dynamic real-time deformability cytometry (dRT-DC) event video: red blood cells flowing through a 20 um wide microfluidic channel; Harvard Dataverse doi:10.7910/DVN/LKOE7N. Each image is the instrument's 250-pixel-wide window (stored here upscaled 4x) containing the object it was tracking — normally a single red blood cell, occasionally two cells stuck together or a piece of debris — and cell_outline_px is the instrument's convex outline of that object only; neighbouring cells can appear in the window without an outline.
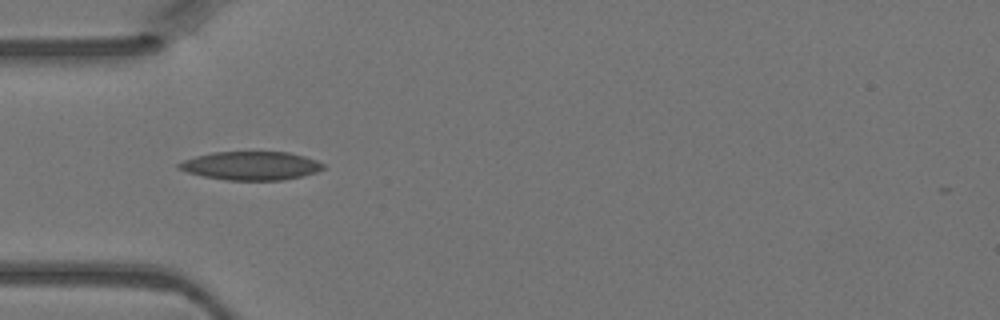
{"species": "Egyptian fruit bat (a non-hibernating species)", "species_latin": "Rousettus aegyptiacus", "temperature_condition": "warm", "stored_images_in_passage": 2, "camera_frame_rate_fps": 3000, "um_per_image_px": 0.085, "animal": {"sex": "female"}, "frame": {"image": 1, "passage_image": 2, "time_ms": 0.333, "image_size_px": [1000, 320], "cell_outline_px": [[324, 168], [316, 172], [300, 176], [280, 180], [224, 180], [204, 176], [188, 172], [176, 168], [176, 164], [184, 160], [196, 156], [212, 152], [288, 152], [304, 156], [316, 160], [324, 164]], "centroid_in_image_um": [21.3, 14.08], "position_along_channel_um": 63.7, "area_um2": 23.87}}